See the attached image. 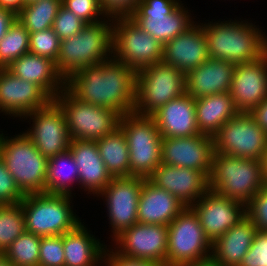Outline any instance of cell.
<instances>
[{
	"instance_id": "obj_1",
	"label": "cell",
	"mask_w": 267,
	"mask_h": 266,
	"mask_svg": "<svg viewBox=\"0 0 267 266\" xmlns=\"http://www.w3.org/2000/svg\"><path fill=\"white\" fill-rule=\"evenodd\" d=\"M136 71L111 57L86 66L65 81V89L77 100L110 108L121 116L135 107Z\"/></svg>"
},
{
	"instance_id": "obj_2",
	"label": "cell",
	"mask_w": 267,
	"mask_h": 266,
	"mask_svg": "<svg viewBox=\"0 0 267 266\" xmlns=\"http://www.w3.org/2000/svg\"><path fill=\"white\" fill-rule=\"evenodd\" d=\"M219 22L203 24L211 59L237 65L253 62L267 52V36L256 25L245 20Z\"/></svg>"
},
{
	"instance_id": "obj_3",
	"label": "cell",
	"mask_w": 267,
	"mask_h": 266,
	"mask_svg": "<svg viewBox=\"0 0 267 266\" xmlns=\"http://www.w3.org/2000/svg\"><path fill=\"white\" fill-rule=\"evenodd\" d=\"M107 19L86 24L79 33L61 41L55 64L58 73L65 81L86 66L100 64L112 57L114 18L107 17Z\"/></svg>"
},
{
	"instance_id": "obj_4",
	"label": "cell",
	"mask_w": 267,
	"mask_h": 266,
	"mask_svg": "<svg viewBox=\"0 0 267 266\" xmlns=\"http://www.w3.org/2000/svg\"><path fill=\"white\" fill-rule=\"evenodd\" d=\"M209 190L247 204L264 186L261 160L214 152Z\"/></svg>"
},
{
	"instance_id": "obj_5",
	"label": "cell",
	"mask_w": 267,
	"mask_h": 266,
	"mask_svg": "<svg viewBox=\"0 0 267 266\" xmlns=\"http://www.w3.org/2000/svg\"><path fill=\"white\" fill-rule=\"evenodd\" d=\"M0 158L25 195L45 192L48 159L27 135L8 138L0 134Z\"/></svg>"
},
{
	"instance_id": "obj_6",
	"label": "cell",
	"mask_w": 267,
	"mask_h": 266,
	"mask_svg": "<svg viewBox=\"0 0 267 266\" xmlns=\"http://www.w3.org/2000/svg\"><path fill=\"white\" fill-rule=\"evenodd\" d=\"M70 195L49 193L26 194L20 202L25 217L26 232L40 237L63 235L73 230L81 220L74 214Z\"/></svg>"
},
{
	"instance_id": "obj_7",
	"label": "cell",
	"mask_w": 267,
	"mask_h": 266,
	"mask_svg": "<svg viewBox=\"0 0 267 266\" xmlns=\"http://www.w3.org/2000/svg\"><path fill=\"white\" fill-rule=\"evenodd\" d=\"M186 93L185 74L164 62L136 72L134 113L151 116L170 100Z\"/></svg>"
},
{
	"instance_id": "obj_8",
	"label": "cell",
	"mask_w": 267,
	"mask_h": 266,
	"mask_svg": "<svg viewBox=\"0 0 267 266\" xmlns=\"http://www.w3.org/2000/svg\"><path fill=\"white\" fill-rule=\"evenodd\" d=\"M122 130L129 148L130 176L148 178L161 164L160 134L151 116L127 113L121 116Z\"/></svg>"
},
{
	"instance_id": "obj_9",
	"label": "cell",
	"mask_w": 267,
	"mask_h": 266,
	"mask_svg": "<svg viewBox=\"0 0 267 266\" xmlns=\"http://www.w3.org/2000/svg\"><path fill=\"white\" fill-rule=\"evenodd\" d=\"M54 100L64 112L71 140L97 141L119 128L117 111L77 100L65 88Z\"/></svg>"
},
{
	"instance_id": "obj_10",
	"label": "cell",
	"mask_w": 267,
	"mask_h": 266,
	"mask_svg": "<svg viewBox=\"0 0 267 266\" xmlns=\"http://www.w3.org/2000/svg\"><path fill=\"white\" fill-rule=\"evenodd\" d=\"M112 57L133 68L162 62L163 45L137 25L129 16L113 21Z\"/></svg>"
},
{
	"instance_id": "obj_11",
	"label": "cell",
	"mask_w": 267,
	"mask_h": 266,
	"mask_svg": "<svg viewBox=\"0 0 267 266\" xmlns=\"http://www.w3.org/2000/svg\"><path fill=\"white\" fill-rule=\"evenodd\" d=\"M211 251L197 214L186 207L168 225L167 266H187L210 257Z\"/></svg>"
},
{
	"instance_id": "obj_12",
	"label": "cell",
	"mask_w": 267,
	"mask_h": 266,
	"mask_svg": "<svg viewBox=\"0 0 267 266\" xmlns=\"http://www.w3.org/2000/svg\"><path fill=\"white\" fill-rule=\"evenodd\" d=\"M129 17L162 45L194 23L177 0H140Z\"/></svg>"
},
{
	"instance_id": "obj_13",
	"label": "cell",
	"mask_w": 267,
	"mask_h": 266,
	"mask_svg": "<svg viewBox=\"0 0 267 266\" xmlns=\"http://www.w3.org/2000/svg\"><path fill=\"white\" fill-rule=\"evenodd\" d=\"M213 139L216 153L239 158L262 160L267 148V132L249 112H240L228 120Z\"/></svg>"
},
{
	"instance_id": "obj_14",
	"label": "cell",
	"mask_w": 267,
	"mask_h": 266,
	"mask_svg": "<svg viewBox=\"0 0 267 266\" xmlns=\"http://www.w3.org/2000/svg\"><path fill=\"white\" fill-rule=\"evenodd\" d=\"M25 117H30L33 123L31 129L23 133L34 142L44 157L48 159L69 150L71 138L65 115L54 99Z\"/></svg>"
},
{
	"instance_id": "obj_15",
	"label": "cell",
	"mask_w": 267,
	"mask_h": 266,
	"mask_svg": "<svg viewBox=\"0 0 267 266\" xmlns=\"http://www.w3.org/2000/svg\"><path fill=\"white\" fill-rule=\"evenodd\" d=\"M112 240L116 244V247H113L114 251L121 256L149 260L167 266L168 226L166 225L137 222L121 231Z\"/></svg>"
},
{
	"instance_id": "obj_16",
	"label": "cell",
	"mask_w": 267,
	"mask_h": 266,
	"mask_svg": "<svg viewBox=\"0 0 267 266\" xmlns=\"http://www.w3.org/2000/svg\"><path fill=\"white\" fill-rule=\"evenodd\" d=\"M144 177H113L97 195L105 198L113 237L138 222L137 211Z\"/></svg>"
},
{
	"instance_id": "obj_17",
	"label": "cell",
	"mask_w": 267,
	"mask_h": 266,
	"mask_svg": "<svg viewBox=\"0 0 267 266\" xmlns=\"http://www.w3.org/2000/svg\"><path fill=\"white\" fill-rule=\"evenodd\" d=\"M214 152V139L205 134L162 138L161 163L200 171L209 178Z\"/></svg>"
},
{
	"instance_id": "obj_18",
	"label": "cell",
	"mask_w": 267,
	"mask_h": 266,
	"mask_svg": "<svg viewBox=\"0 0 267 266\" xmlns=\"http://www.w3.org/2000/svg\"><path fill=\"white\" fill-rule=\"evenodd\" d=\"M191 208L205 235L213 243L246 215V204L208 190Z\"/></svg>"
},
{
	"instance_id": "obj_19",
	"label": "cell",
	"mask_w": 267,
	"mask_h": 266,
	"mask_svg": "<svg viewBox=\"0 0 267 266\" xmlns=\"http://www.w3.org/2000/svg\"><path fill=\"white\" fill-rule=\"evenodd\" d=\"M51 100L40 86L19 79L6 68H0V112L21 118L44 107Z\"/></svg>"
},
{
	"instance_id": "obj_20",
	"label": "cell",
	"mask_w": 267,
	"mask_h": 266,
	"mask_svg": "<svg viewBox=\"0 0 267 266\" xmlns=\"http://www.w3.org/2000/svg\"><path fill=\"white\" fill-rule=\"evenodd\" d=\"M230 96L240 112H250L267 98V52L253 62L237 64Z\"/></svg>"
},
{
	"instance_id": "obj_21",
	"label": "cell",
	"mask_w": 267,
	"mask_h": 266,
	"mask_svg": "<svg viewBox=\"0 0 267 266\" xmlns=\"http://www.w3.org/2000/svg\"><path fill=\"white\" fill-rule=\"evenodd\" d=\"M147 179L173 194L186 207H191L209 190L208 178L202 172L163 163Z\"/></svg>"
},
{
	"instance_id": "obj_22",
	"label": "cell",
	"mask_w": 267,
	"mask_h": 266,
	"mask_svg": "<svg viewBox=\"0 0 267 266\" xmlns=\"http://www.w3.org/2000/svg\"><path fill=\"white\" fill-rule=\"evenodd\" d=\"M200 24L194 22L182 34L165 43L162 62L176 67L185 75L206 62L210 58L208 44L203 23Z\"/></svg>"
},
{
	"instance_id": "obj_23",
	"label": "cell",
	"mask_w": 267,
	"mask_h": 266,
	"mask_svg": "<svg viewBox=\"0 0 267 266\" xmlns=\"http://www.w3.org/2000/svg\"><path fill=\"white\" fill-rule=\"evenodd\" d=\"M163 138L201 134L196 120L195 99L184 93L151 115Z\"/></svg>"
},
{
	"instance_id": "obj_24",
	"label": "cell",
	"mask_w": 267,
	"mask_h": 266,
	"mask_svg": "<svg viewBox=\"0 0 267 266\" xmlns=\"http://www.w3.org/2000/svg\"><path fill=\"white\" fill-rule=\"evenodd\" d=\"M235 64L211 59L185 75L186 93L194 99L229 92Z\"/></svg>"
},
{
	"instance_id": "obj_25",
	"label": "cell",
	"mask_w": 267,
	"mask_h": 266,
	"mask_svg": "<svg viewBox=\"0 0 267 266\" xmlns=\"http://www.w3.org/2000/svg\"><path fill=\"white\" fill-rule=\"evenodd\" d=\"M185 208L173 194L145 178L137 211L139 223L168 226Z\"/></svg>"
},
{
	"instance_id": "obj_26",
	"label": "cell",
	"mask_w": 267,
	"mask_h": 266,
	"mask_svg": "<svg viewBox=\"0 0 267 266\" xmlns=\"http://www.w3.org/2000/svg\"><path fill=\"white\" fill-rule=\"evenodd\" d=\"M71 151L79 171V184L96 196L113 178L100 157L96 141L71 140Z\"/></svg>"
},
{
	"instance_id": "obj_27",
	"label": "cell",
	"mask_w": 267,
	"mask_h": 266,
	"mask_svg": "<svg viewBox=\"0 0 267 266\" xmlns=\"http://www.w3.org/2000/svg\"><path fill=\"white\" fill-rule=\"evenodd\" d=\"M6 69L19 79L40 86L52 99L65 88V80L58 73L55 62L37 54L27 52Z\"/></svg>"
},
{
	"instance_id": "obj_28",
	"label": "cell",
	"mask_w": 267,
	"mask_h": 266,
	"mask_svg": "<svg viewBox=\"0 0 267 266\" xmlns=\"http://www.w3.org/2000/svg\"><path fill=\"white\" fill-rule=\"evenodd\" d=\"M257 231L252 219L246 215L212 243L211 256L222 266H239Z\"/></svg>"
},
{
	"instance_id": "obj_29",
	"label": "cell",
	"mask_w": 267,
	"mask_h": 266,
	"mask_svg": "<svg viewBox=\"0 0 267 266\" xmlns=\"http://www.w3.org/2000/svg\"><path fill=\"white\" fill-rule=\"evenodd\" d=\"M105 246L90 234L84 224L79 223L63 234L64 266H100L107 249Z\"/></svg>"
},
{
	"instance_id": "obj_30",
	"label": "cell",
	"mask_w": 267,
	"mask_h": 266,
	"mask_svg": "<svg viewBox=\"0 0 267 266\" xmlns=\"http://www.w3.org/2000/svg\"><path fill=\"white\" fill-rule=\"evenodd\" d=\"M195 112L200 133L211 137L240 113L229 92L195 99Z\"/></svg>"
},
{
	"instance_id": "obj_31",
	"label": "cell",
	"mask_w": 267,
	"mask_h": 266,
	"mask_svg": "<svg viewBox=\"0 0 267 266\" xmlns=\"http://www.w3.org/2000/svg\"><path fill=\"white\" fill-rule=\"evenodd\" d=\"M74 181L79 182V171L70 150L48 158L45 193L72 196Z\"/></svg>"
},
{
	"instance_id": "obj_32",
	"label": "cell",
	"mask_w": 267,
	"mask_h": 266,
	"mask_svg": "<svg viewBox=\"0 0 267 266\" xmlns=\"http://www.w3.org/2000/svg\"><path fill=\"white\" fill-rule=\"evenodd\" d=\"M99 154L112 177L130 176V155L120 128L96 141Z\"/></svg>"
},
{
	"instance_id": "obj_33",
	"label": "cell",
	"mask_w": 267,
	"mask_h": 266,
	"mask_svg": "<svg viewBox=\"0 0 267 266\" xmlns=\"http://www.w3.org/2000/svg\"><path fill=\"white\" fill-rule=\"evenodd\" d=\"M62 0L29 1L17 14V20L29 33L49 29L53 26Z\"/></svg>"
},
{
	"instance_id": "obj_34",
	"label": "cell",
	"mask_w": 267,
	"mask_h": 266,
	"mask_svg": "<svg viewBox=\"0 0 267 266\" xmlns=\"http://www.w3.org/2000/svg\"><path fill=\"white\" fill-rule=\"evenodd\" d=\"M29 32L16 19L0 41V68H7L14 60L29 52Z\"/></svg>"
},
{
	"instance_id": "obj_35",
	"label": "cell",
	"mask_w": 267,
	"mask_h": 266,
	"mask_svg": "<svg viewBox=\"0 0 267 266\" xmlns=\"http://www.w3.org/2000/svg\"><path fill=\"white\" fill-rule=\"evenodd\" d=\"M26 232L25 217L20 203L0 205V253Z\"/></svg>"
},
{
	"instance_id": "obj_36",
	"label": "cell",
	"mask_w": 267,
	"mask_h": 266,
	"mask_svg": "<svg viewBox=\"0 0 267 266\" xmlns=\"http://www.w3.org/2000/svg\"><path fill=\"white\" fill-rule=\"evenodd\" d=\"M41 237L25 232L15 239L3 255L14 266H38Z\"/></svg>"
},
{
	"instance_id": "obj_37",
	"label": "cell",
	"mask_w": 267,
	"mask_h": 266,
	"mask_svg": "<svg viewBox=\"0 0 267 266\" xmlns=\"http://www.w3.org/2000/svg\"><path fill=\"white\" fill-rule=\"evenodd\" d=\"M29 52L51 59L56 63L61 46V40L53 28L29 33Z\"/></svg>"
},
{
	"instance_id": "obj_38",
	"label": "cell",
	"mask_w": 267,
	"mask_h": 266,
	"mask_svg": "<svg viewBox=\"0 0 267 266\" xmlns=\"http://www.w3.org/2000/svg\"><path fill=\"white\" fill-rule=\"evenodd\" d=\"M63 235L41 237L38 266H64Z\"/></svg>"
},
{
	"instance_id": "obj_39",
	"label": "cell",
	"mask_w": 267,
	"mask_h": 266,
	"mask_svg": "<svg viewBox=\"0 0 267 266\" xmlns=\"http://www.w3.org/2000/svg\"><path fill=\"white\" fill-rule=\"evenodd\" d=\"M62 5L86 24L98 23L104 17L107 18L100 0H62Z\"/></svg>"
},
{
	"instance_id": "obj_40",
	"label": "cell",
	"mask_w": 267,
	"mask_h": 266,
	"mask_svg": "<svg viewBox=\"0 0 267 266\" xmlns=\"http://www.w3.org/2000/svg\"><path fill=\"white\" fill-rule=\"evenodd\" d=\"M85 26L86 23L83 20L61 5L52 28L62 41L79 33Z\"/></svg>"
},
{
	"instance_id": "obj_41",
	"label": "cell",
	"mask_w": 267,
	"mask_h": 266,
	"mask_svg": "<svg viewBox=\"0 0 267 266\" xmlns=\"http://www.w3.org/2000/svg\"><path fill=\"white\" fill-rule=\"evenodd\" d=\"M25 197L0 158V205L17 204Z\"/></svg>"
},
{
	"instance_id": "obj_42",
	"label": "cell",
	"mask_w": 267,
	"mask_h": 266,
	"mask_svg": "<svg viewBox=\"0 0 267 266\" xmlns=\"http://www.w3.org/2000/svg\"><path fill=\"white\" fill-rule=\"evenodd\" d=\"M246 212L258 231H267V186L246 204Z\"/></svg>"
},
{
	"instance_id": "obj_43",
	"label": "cell",
	"mask_w": 267,
	"mask_h": 266,
	"mask_svg": "<svg viewBox=\"0 0 267 266\" xmlns=\"http://www.w3.org/2000/svg\"><path fill=\"white\" fill-rule=\"evenodd\" d=\"M239 266H267V231H257Z\"/></svg>"
},
{
	"instance_id": "obj_44",
	"label": "cell",
	"mask_w": 267,
	"mask_h": 266,
	"mask_svg": "<svg viewBox=\"0 0 267 266\" xmlns=\"http://www.w3.org/2000/svg\"><path fill=\"white\" fill-rule=\"evenodd\" d=\"M140 0H100L101 8L107 17H128Z\"/></svg>"
},
{
	"instance_id": "obj_45",
	"label": "cell",
	"mask_w": 267,
	"mask_h": 266,
	"mask_svg": "<svg viewBox=\"0 0 267 266\" xmlns=\"http://www.w3.org/2000/svg\"><path fill=\"white\" fill-rule=\"evenodd\" d=\"M111 250L109 251L107 249L104 252L103 261L105 262V266H164L159 264L158 262L149 260L127 258L116 253L114 249Z\"/></svg>"
},
{
	"instance_id": "obj_46",
	"label": "cell",
	"mask_w": 267,
	"mask_h": 266,
	"mask_svg": "<svg viewBox=\"0 0 267 266\" xmlns=\"http://www.w3.org/2000/svg\"><path fill=\"white\" fill-rule=\"evenodd\" d=\"M249 113L255 119L256 123L267 132V98L254 107Z\"/></svg>"
},
{
	"instance_id": "obj_47",
	"label": "cell",
	"mask_w": 267,
	"mask_h": 266,
	"mask_svg": "<svg viewBox=\"0 0 267 266\" xmlns=\"http://www.w3.org/2000/svg\"><path fill=\"white\" fill-rule=\"evenodd\" d=\"M16 19L17 15L14 12L0 7V41Z\"/></svg>"
},
{
	"instance_id": "obj_48",
	"label": "cell",
	"mask_w": 267,
	"mask_h": 266,
	"mask_svg": "<svg viewBox=\"0 0 267 266\" xmlns=\"http://www.w3.org/2000/svg\"><path fill=\"white\" fill-rule=\"evenodd\" d=\"M27 4L25 0H0V7L14 12L16 15Z\"/></svg>"
},
{
	"instance_id": "obj_49",
	"label": "cell",
	"mask_w": 267,
	"mask_h": 266,
	"mask_svg": "<svg viewBox=\"0 0 267 266\" xmlns=\"http://www.w3.org/2000/svg\"><path fill=\"white\" fill-rule=\"evenodd\" d=\"M187 266H222L220 263H218L212 256L198 260L192 264H188Z\"/></svg>"
},
{
	"instance_id": "obj_50",
	"label": "cell",
	"mask_w": 267,
	"mask_h": 266,
	"mask_svg": "<svg viewBox=\"0 0 267 266\" xmlns=\"http://www.w3.org/2000/svg\"><path fill=\"white\" fill-rule=\"evenodd\" d=\"M261 161L263 165V178H264L265 186H267V148L264 152V155Z\"/></svg>"
},
{
	"instance_id": "obj_51",
	"label": "cell",
	"mask_w": 267,
	"mask_h": 266,
	"mask_svg": "<svg viewBox=\"0 0 267 266\" xmlns=\"http://www.w3.org/2000/svg\"><path fill=\"white\" fill-rule=\"evenodd\" d=\"M0 266H14L3 254L0 253Z\"/></svg>"
}]
</instances>
